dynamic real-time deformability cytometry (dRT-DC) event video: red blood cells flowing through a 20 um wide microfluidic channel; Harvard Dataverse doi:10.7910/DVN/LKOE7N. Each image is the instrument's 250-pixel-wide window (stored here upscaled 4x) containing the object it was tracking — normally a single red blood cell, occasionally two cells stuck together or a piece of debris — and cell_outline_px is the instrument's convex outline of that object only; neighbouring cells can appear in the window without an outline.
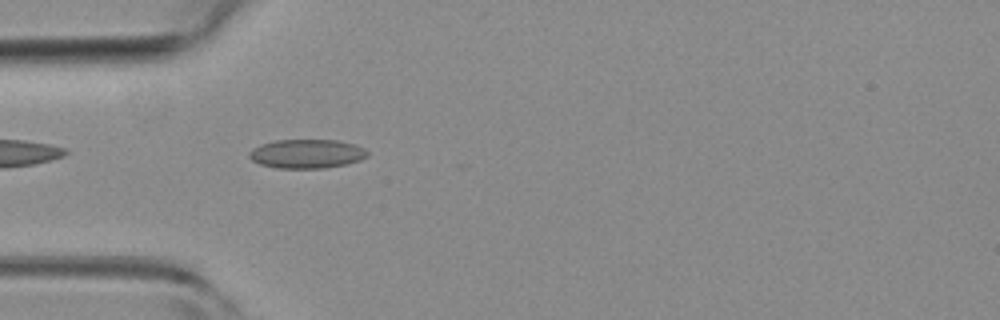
{"species": "common noctule bat (a hibernating species)", "species_latin": "Nyctalus noctula", "temperature_condition": "room temperature", "stored_images_in_passage": 10, "camera_frame_rate_fps": 3000, "um_per_image_px": 0.085, "animal": {"sex": "female", "body_mass_g": 19.3, "forearm_length_mm": 54.1}, "frame": {"image": 1, "passage_image": 3, "time_ms": 0.667, "image_size_px": [1000, 320], "cell_outline_px": [[368, 156], [360, 160], [348, 164], [324, 168], [276, 168], [260, 164], [252, 160], [248, 156], [248, 152], [252, 148], [260, 144], [276, 140], [336, 140], [356, 144], [364, 148], [368, 152]], "centroid_in_image_um": [26.07, 13.07], "position_along_channel_um": 58.9, "area_um2": 20.17}}
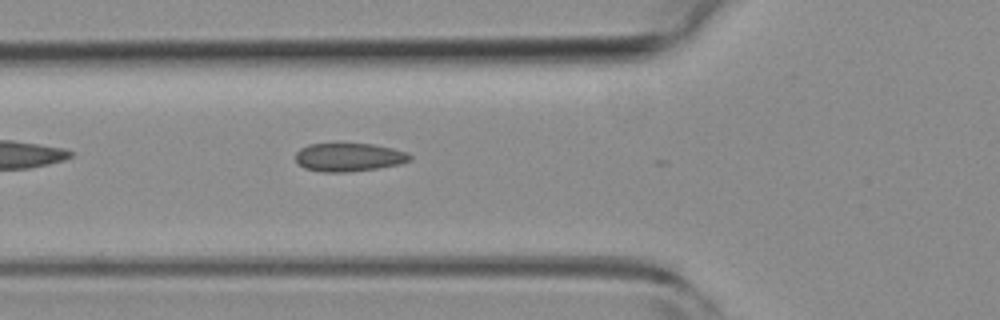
{"frame": {"image": 2, "passage_image": 6, "time_ms": 1.667, "image_size_px": [1000, 320], "cell_outline_px": [[412, 160], [400, 164], [380, 168], [348, 172], [320, 172], [304, 168], [296, 160], [296, 152], [300, 148], [308, 144], [372, 144], [392, 148], [408, 152], [412, 156]], "centroid_in_image_um": [29.68, 13.37], "position_along_channel_um": 96.1, "area_um2": 19.02}}
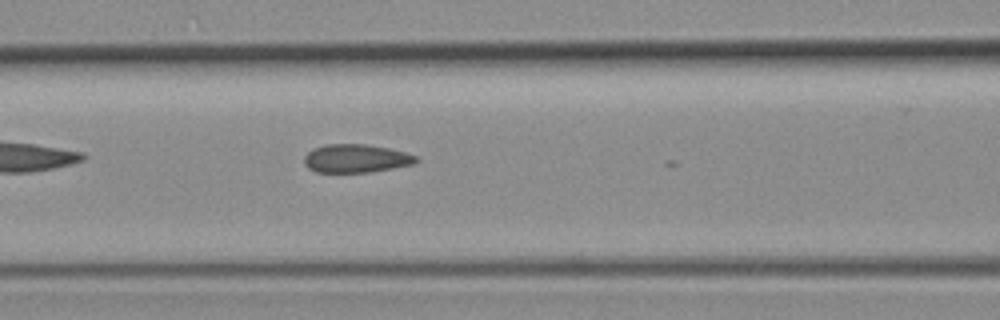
{"frame": {"image": 3, "passage_image": 9, "time_ms": 2.667, "image_size_px": [1000, 320], "cell_outline_px": [[420, 160], [416, 164], [372, 172], [316, 172], [308, 168], [304, 164], [304, 156], [312, 148], [324, 144], [368, 144], [388, 148], [404, 152], [416, 156]], "centroid_in_image_um": [30.26, 13.47], "position_along_channel_um": 136.3, "area_um2": 18.73}}